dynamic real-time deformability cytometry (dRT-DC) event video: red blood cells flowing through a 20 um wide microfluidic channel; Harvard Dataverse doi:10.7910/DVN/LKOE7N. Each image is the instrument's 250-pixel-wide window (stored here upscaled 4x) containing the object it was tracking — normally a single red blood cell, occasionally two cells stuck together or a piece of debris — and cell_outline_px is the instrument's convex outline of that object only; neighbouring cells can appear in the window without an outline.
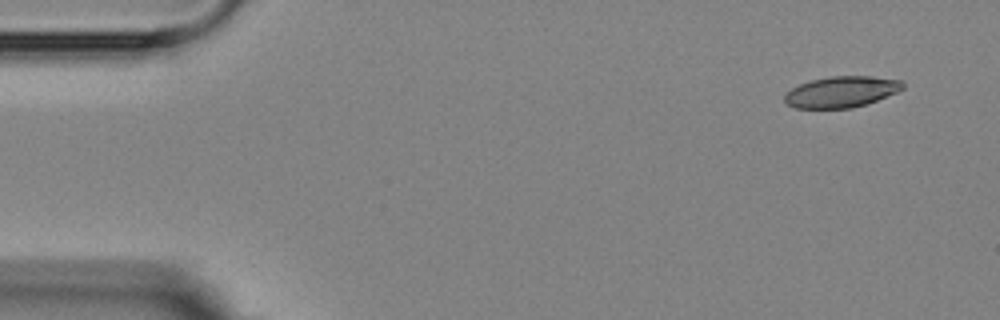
{"species": "Egyptian fruit bat (a non-hibernating species)", "species_latin": "Rousettus aegyptiacus", "temperature_condition": "room temperature", "stored_images_in_passage": 4, "camera_frame_rate_fps": 3000, "um_per_image_px": 0.085, "animal": {"sex": "female"}, "frame": {"image": 1, "passage_image": 1, "time_ms": 0.0, "image_size_px": [1000, 320], "cell_outline_px": [[904, 88], [896, 92], [868, 104], [852, 108], [796, 108], [788, 104], [784, 100], [784, 96], [792, 88], [800, 84], [812, 80], [832, 76], [872, 76], [900, 80], [904, 84]], "centroid_in_image_um": [71.54, 7.81], "position_along_channel_um": 13.5, "area_um2": 21.27}}